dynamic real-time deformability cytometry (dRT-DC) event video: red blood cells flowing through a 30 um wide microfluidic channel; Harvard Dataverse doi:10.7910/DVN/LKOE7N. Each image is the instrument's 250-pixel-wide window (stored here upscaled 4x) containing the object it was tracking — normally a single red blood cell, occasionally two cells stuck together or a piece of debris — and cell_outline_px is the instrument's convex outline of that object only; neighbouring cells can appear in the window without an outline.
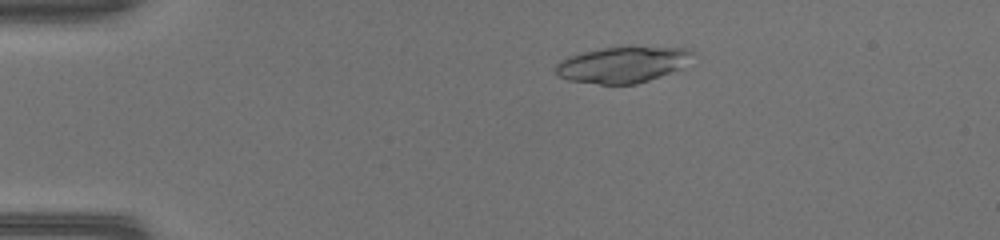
{"species": "common noctule bat (a hibernating species)", "species_latin": "Nyctalus noctula", "temperature_condition": "warm", "stored_images_in_passage": 50, "camera_frame_rate_fps": 3000, "um_per_image_px": 0.085, "animal": {"sex": "female", "body_mass_g": 17.0, "forearm_length_mm": 48.0}, "frame": {"image": 1, "passage_image": 11, "time_ms": 3.333, "image_size_px": [1000, 240], "cell_outline_px": [[696, 52], [680, 68], [648, 80], [636, 84], [600, 84], [568, 80], [560, 76], [556, 72], [556, 64], [560, 60], [568, 56], [580, 52], [600, 48], [628, 44], [632, 44], [688, 48]], "centroid_in_image_um": [52.93, 5.43], "position_along_channel_um": 32.1, "area_um2": 29.48}}
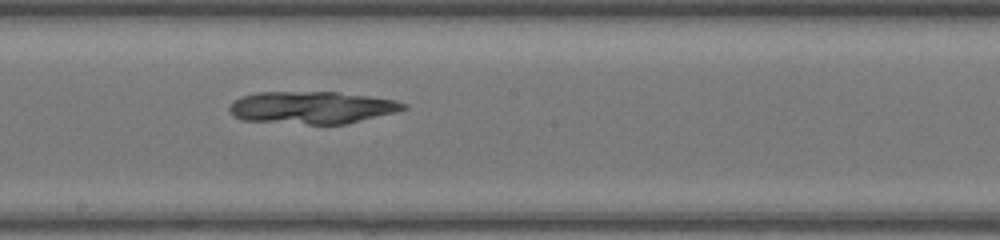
{"frame": {"image": 2, "passage_image": 29, "time_ms": 9.333, "image_size_px": [1000, 240], "cell_outline_px": [[408, 108], [396, 112], [344, 124], [308, 124], [244, 120], [232, 116], [228, 108], [232, 100], [240, 96], [256, 92], [336, 92], [368, 96], [396, 100], [408, 104]], "centroid_in_image_um": [26.48, 9.13], "position_along_channel_um": 221.7, "area_um2": 32.89}}
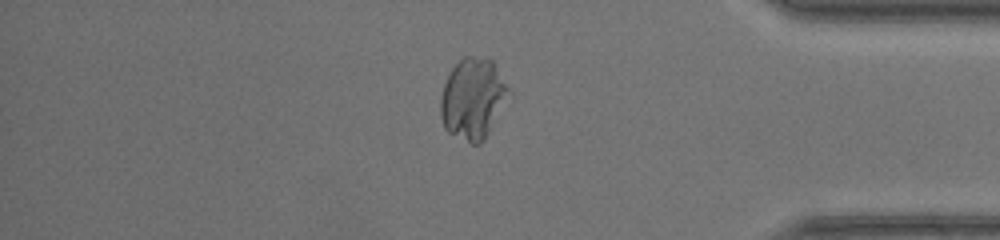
{"frame": {"image": 3, "passage_image": 43, "time_ms": 14.0, "image_size_px": [1000, 240], "cell_outline_px": [[512, 92], [484, 140], [480, 144], [472, 144], [448, 132], [444, 128], [440, 116], [440, 96], [444, 84], [452, 68], [464, 56], [472, 56], [492, 60]], "centroid_in_image_um": [40.19, 8.39], "position_along_channel_um": 395.0, "area_um2": 32.14}}